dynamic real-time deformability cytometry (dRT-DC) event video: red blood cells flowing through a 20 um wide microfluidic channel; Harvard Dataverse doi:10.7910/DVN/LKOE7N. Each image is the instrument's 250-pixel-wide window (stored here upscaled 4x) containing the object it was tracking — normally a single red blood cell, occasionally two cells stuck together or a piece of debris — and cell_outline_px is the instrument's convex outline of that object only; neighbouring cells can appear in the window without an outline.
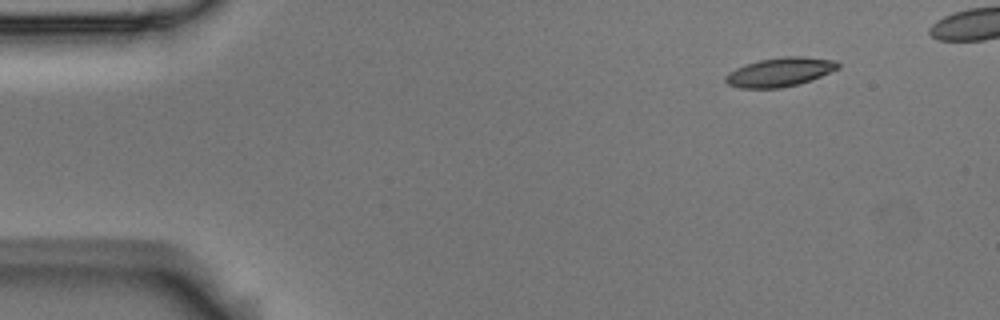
{"species": "Egyptian fruit bat (a non-hibernating species)", "species_latin": "Rousettus aegyptiacus", "temperature_condition": "room temperature", "stored_images_in_passage": 5, "camera_frame_rate_fps": 3000, "um_per_image_px": 0.085, "animal": {"sex": "male"}, "frame": {"image": 1, "passage_image": 1, "time_ms": 0.0, "image_size_px": [1000, 320], "cell_outline_px": [[840, 68], [820, 76], [796, 84], [780, 88], [740, 88], [728, 84], [724, 80], [724, 76], [728, 72], [736, 68], [760, 60], [784, 56], [800, 56], [836, 60], [840, 64]], "centroid_in_image_um": [66.28, 6.12], "position_along_channel_um": 18.7, "area_um2": 18.79}}
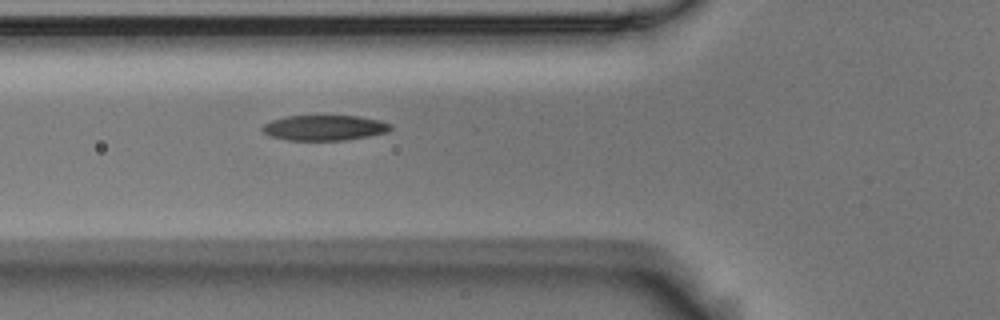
{"frame": {"image": 2, "passage_image": 5, "time_ms": 1.333, "image_size_px": [1000, 320], "cell_outline_px": [[392, 128], [388, 132], [368, 136], [344, 140], [288, 140], [272, 136], [264, 132], [260, 128], [264, 124], [272, 120], [288, 116], [356, 116], [380, 120], [392, 124]], "centroid_in_image_um": [27.6, 10.86], "position_along_channel_um": 98.2, "area_um2": 18.79}}